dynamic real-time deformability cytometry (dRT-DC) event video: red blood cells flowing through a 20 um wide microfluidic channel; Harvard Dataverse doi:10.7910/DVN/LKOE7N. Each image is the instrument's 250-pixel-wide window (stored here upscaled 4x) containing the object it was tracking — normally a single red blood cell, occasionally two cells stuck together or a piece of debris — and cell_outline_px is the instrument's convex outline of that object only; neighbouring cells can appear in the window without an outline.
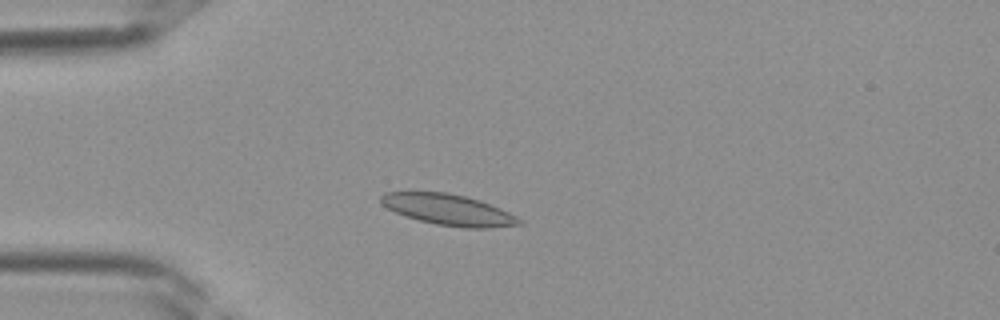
{"species": "Egyptian fruit bat (a non-hibernating species)", "species_latin": "Rousettus aegyptiacus", "temperature_condition": "room temperature", "stored_images_in_passage": 30, "camera_frame_rate_fps": 3000, "um_per_image_px": 0.085, "frame": {"image": 1, "passage_image": 2, "time_ms": 0.333, "image_size_px": [1000, 320], "cell_outline_px": [[524, 224], [488, 228], [464, 228], [436, 224], [404, 216], [388, 208], [380, 200], [380, 196], [384, 192], [448, 192], [480, 200], [500, 208], [524, 220]], "centroid_in_image_um": [38.15, 17.83], "position_along_channel_um": 46.8, "area_um2": 24.91}}
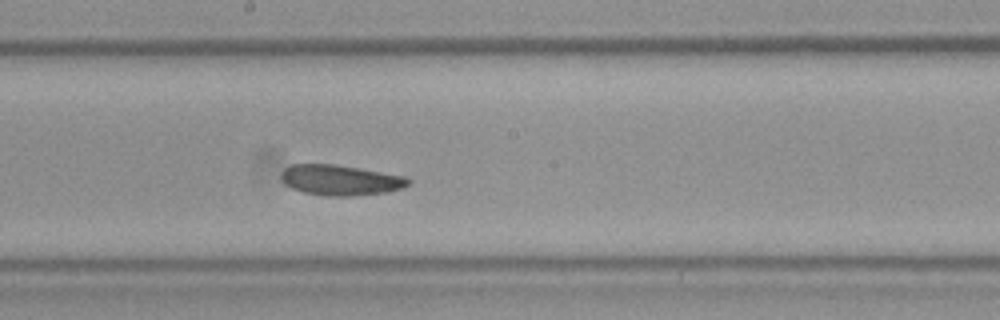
{"frame": {"image": 2, "passage_image": 13, "time_ms": 4.0, "image_size_px": [1000, 320], "cell_outline_px": [[412, 180], [404, 188], [388, 192], [352, 196], [328, 196], [304, 192], [292, 188], [284, 184], [280, 176], [284, 168], [292, 164], [336, 164], [408, 176]], "centroid_in_image_um": [28.98, 15.3], "position_along_channel_um": 219.2, "area_um2": 22.83}}
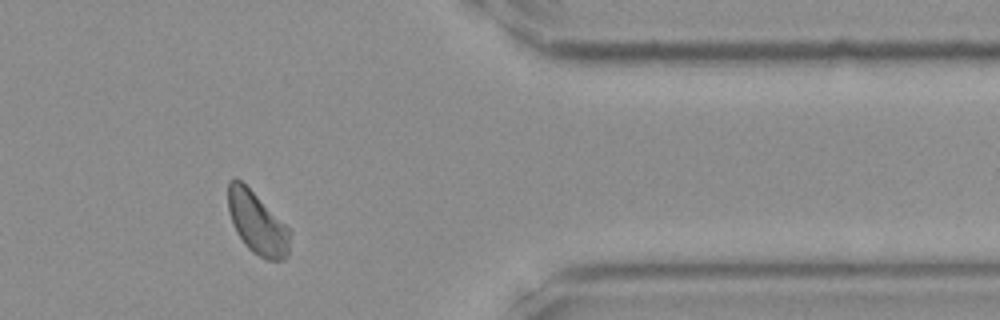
{"frame": {"image": 3, "passage_image": 24, "time_ms": 7.667, "image_size_px": [1000, 320], "cell_outline_px": [[292, 232], [288, 256], [284, 260], [268, 260], [252, 252], [244, 244], [236, 232], [232, 224], [228, 212], [228, 180], [236, 176]], "centroid_in_image_um": [21.85, 18.99], "position_along_channel_um": 389.6, "area_um2": 22.31}}